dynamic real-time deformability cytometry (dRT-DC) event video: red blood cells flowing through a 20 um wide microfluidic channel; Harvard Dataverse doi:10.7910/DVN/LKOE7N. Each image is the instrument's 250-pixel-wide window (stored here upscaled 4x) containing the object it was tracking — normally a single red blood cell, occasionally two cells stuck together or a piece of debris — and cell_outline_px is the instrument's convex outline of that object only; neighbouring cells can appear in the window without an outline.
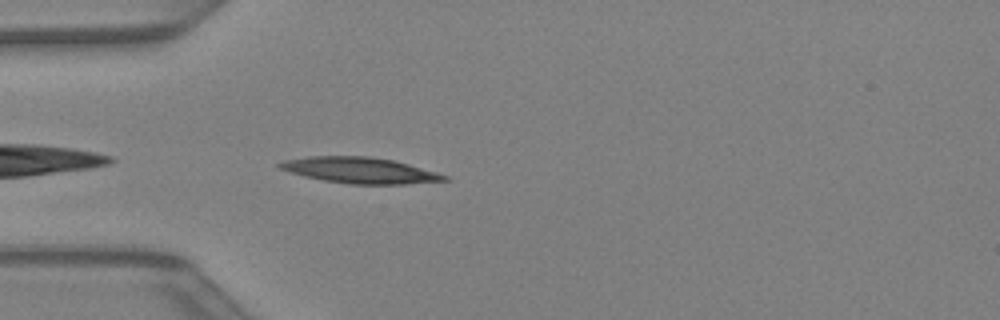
{"species": "Egyptian fruit bat (a non-hibernating species)", "species_latin": "Rousettus aegyptiacus", "temperature_condition": "warm", "stored_images_in_passage": 31, "camera_frame_rate_fps": 3000, "um_per_image_px": 0.085, "animal": {"sex": "female"}, "frame": {"image": 1, "passage_image": 1, "time_ms": 0.0, "image_size_px": [1000, 320], "cell_outline_px": [[452, 180], [404, 184], [348, 184], [324, 180], [304, 176], [280, 168], [276, 164], [284, 160], [312, 156], [368, 156], [392, 160], [408, 164], [436, 172], [448, 176]], "centroid_in_image_um": [30.62, 14.48], "position_along_channel_um": 54.4, "area_um2": 24.68}}
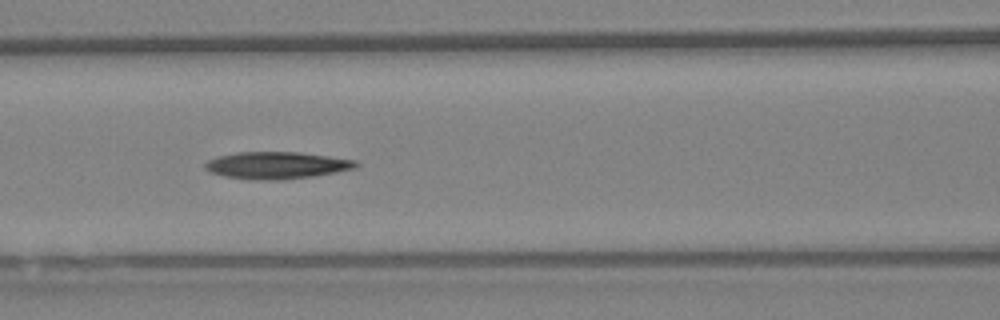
{"frame": {"image": 2, "passage_image": 7, "time_ms": 2.0, "image_size_px": [1000, 320], "cell_outline_px": [[360, 164], [356, 168], [336, 172], [312, 176], [280, 180], [256, 180], [224, 176], [212, 172], [204, 168], [204, 164], [208, 160], [220, 156], [236, 152], [300, 152], [356, 160]], "centroid_in_image_um": [23.54, 14.05], "position_along_channel_um": 143.1, "area_um2": 23.7}}
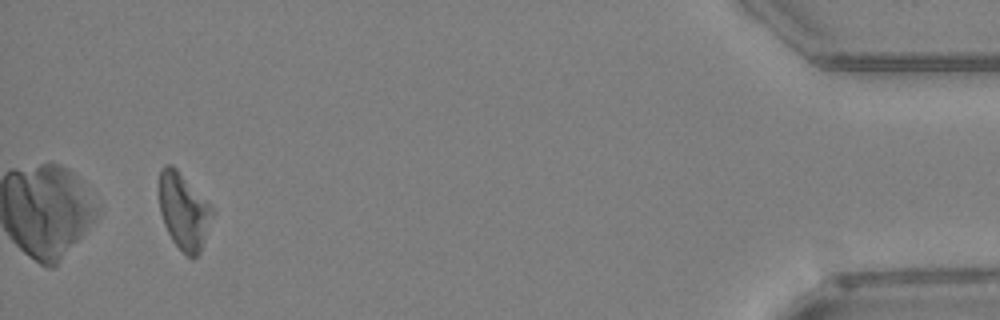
{"frame": {"image": 3, "passage_image": 29, "time_ms": 9.333, "image_size_px": [1000, 320], "cell_outline_px": [[216, 212], [200, 252], [192, 260], [172, 240], [164, 224], [160, 212], [156, 188], [156, 184], [160, 168], [164, 164], [172, 164], [176, 168]], "centroid_in_image_um": [15.57, 17.91], "position_along_channel_um": 419.6, "area_um2": 24.16}}